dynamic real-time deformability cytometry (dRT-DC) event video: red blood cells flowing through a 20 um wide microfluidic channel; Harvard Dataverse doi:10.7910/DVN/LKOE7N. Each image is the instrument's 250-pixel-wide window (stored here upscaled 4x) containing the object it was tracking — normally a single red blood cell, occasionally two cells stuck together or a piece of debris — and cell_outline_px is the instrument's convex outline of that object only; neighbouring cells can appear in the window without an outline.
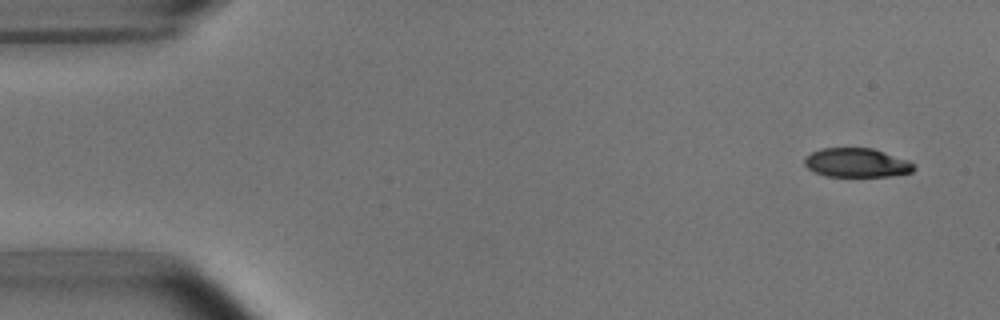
{"species": "common noctule bat (a hibernating species)", "species_latin": "Nyctalus noctula", "temperature_condition": "room temperature", "stored_images_in_passage": 3, "camera_frame_rate_fps": 3000, "um_per_image_px": 0.085, "animal": {"sex": "male", "body_mass_g": 15.6}, "frame": {"image": 1, "passage_image": 1, "time_ms": 0.0, "image_size_px": [1000, 320], "cell_outline_px": [[916, 168], [912, 172], [892, 176], [828, 176], [816, 172], [808, 168], [804, 164], [804, 156], [820, 148], [872, 148], [908, 160], [916, 164]], "centroid_in_image_um": [72.83, 13.83], "position_along_channel_um": 12.2, "area_um2": 18.55}}